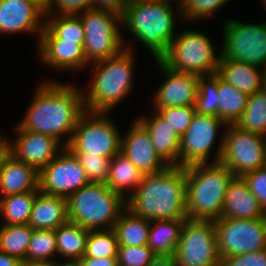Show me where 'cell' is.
I'll return each instance as SVG.
<instances>
[{"label": "cell", "instance_id": "1", "mask_svg": "<svg viewBox=\"0 0 266 266\" xmlns=\"http://www.w3.org/2000/svg\"><path fill=\"white\" fill-rule=\"evenodd\" d=\"M85 111L83 90L75 83L43 81L33 92L28 109L15 129L50 135L67 147Z\"/></svg>", "mask_w": 266, "mask_h": 266}, {"label": "cell", "instance_id": "2", "mask_svg": "<svg viewBox=\"0 0 266 266\" xmlns=\"http://www.w3.org/2000/svg\"><path fill=\"white\" fill-rule=\"evenodd\" d=\"M126 208L148 220H186L185 167L167 166L144 174L138 188L127 198Z\"/></svg>", "mask_w": 266, "mask_h": 266}, {"label": "cell", "instance_id": "3", "mask_svg": "<svg viewBox=\"0 0 266 266\" xmlns=\"http://www.w3.org/2000/svg\"><path fill=\"white\" fill-rule=\"evenodd\" d=\"M178 18L186 23L179 0H129L121 17L122 29L125 30L121 31H129L154 60H159L178 32L175 29Z\"/></svg>", "mask_w": 266, "mask_h": 266}, {"label": "cell", "instance_id": "4", "mask_svg": "<svg viewBox=\"0 0 266 266\" xmlns=\"http://www.w3.org/2000/svg\"><path fill=\"white\" fill-rule=\"evenodd\" d=\"M124 47L115 56L89 64L92 77L88 91L83 90L86 111L110 113L135 88L134 46L124 43Z\"/></svg>", "mask_w": 266, "mask_h": 266}, {"label": "cell", "instance_id": "5", "mask_svg": "<svg viewBox=\"0 0 266 266\" xmlns=\"http://www.w3.org/2000/svg\"><path fill=\"white\" fill-rule=\"evenodd\" d=\"M185 172L187 219H220L234 174L221 162L190 165Z\"/></svg>", "mask_w": 266, "mask_h": 266}, {"label": "cell", "instance_id": "6", "mask_svg": "<svg viewBox=\"0 0 266 266\" xmlns=\"http://www.w3.org/2000/svg\"><path fill=\"white\" fill-rule=\"evenodd\" d=\"M126 200L105 183H89L67 198L68 221L86 230L113 229Z\"/></svg>", "mask_w": 266, "mask_h": 266}, {"label": "cell", "instance_id": "7", "mask_svg": "<svg viewBox=\"0 0 266 266\" xmlns=\"http://www.w3.org/2000/svg\"><path fill=\"white\" fill-rule=\"evenodd\" d=\"M182 31L179 30L159 60L177 72L198 76L216 73L221 53L216 54L213 41L201 31Z\"/></svg>", "mask_w": 266, "mask_h": 266}, {"label": "cell", "instance_id": "8", "mask_svg": "<svg viewBox=\"0 0 266 266\" xmlns=\"http://www.w3.org/2000/svg\"><path fill=\"white\" fill-rule=\"evenodd\" d=\"M106 112L85 111L79 118L70 144L74 154L112 158L121 151L122 135Z\"/></svg>", "mask_w": 266, "mask_h": 266}, {"label": "cell", "instance_id": "9", "mask_svg": "<svg viewBox=\"0 0 266 266\" xmlns=\"http://www.w3.org/2000/svg\"><path fill=\"white\" fill-rule=\"evenodd\" d=\"M226 127L227 124L219 117L195 113L186 132L181 136L179 166L187 167L194 164L218 163L223 151ZM219 129H223V133ZM219 131L221 136L217 141V146L214 144L219 136ZM216 146L217 149L215 148ZM213 149L216 152L209 161Z\"/></svg>", "mask_w": 266, "mask_h": 266}, {"label": "cell", "instance_id": "10", "mask_svg": "<svg viewBox=\"0 0 266 266\" xmlns=\"http://www.w3.org/2000/svg\"><path fill=\"white\" fill-rule=\"evenodd\" d=\"M221 34V56L266 68V21L258 23L225 19Z\"/></svg>", "mask_w": 266, "mask_h": 266}, {"label": "cell", "instance_id": "11", "mask_svg": "<svg viewBox=\"0 0 266 266\" xmlns=\"http://www.w3.org/2000/svg\"><path fill=\"white\" fill-rule=\"evenodd\" d=\"M79 16L85 33L84 53L89 63L115 56L125 48L120 16L92 8Z\"/></svg>", "mask_w": 266, "mask_h": 266}, {"label": "cell", "instance_id": "12", "mask_svg": "<svg viewBox=\"0 0 266 266\" xmlns=\"http://www.w3.org/2000/svg\"><path fill=\"white\" fill-rule=\"evenodd\" d=\"M223 151L220 161L234 174L246 173L266 166V137L244 131L234 124L227 125L224 132Z\"/></svg>", "mask_w": 266, "mask_h": 266}, {"label": "cell", "instance_id": "13", "mask_svg": "<svg viewBox=\"0 0 266 266\" xmlns=\"http://www.w3.org/2000/svg\"><path fill=\"white\" fill-rule=\"evenodd\" d=\"M175 259L177 266H220L214 221L186 219Z\"/></svg>", "mask_w": 266, "mask_h": 266}, {"label": "cell", "instance_id": "14", "mask_svg": "<svg viewBox=\"0 0 266 266\" xmlns=\"http://www.w3.org/2000/svg\"><path fill=\"white\" fill-rule=\"evenodd\" d=\"M214 224L221 259L266 249V218L221 217Z\"/></svg>", "mask_w": 266, "mask_h": 266}, {"label": "cell", "instance_id": "15", "mask_svg": "<svg viewBox=\"0 0 266 266\" xmlns=\"http://www.w3.org/2000/svg\"><path fill=\"white\" fill-rule=\"evenodd\" d=\"M89 183L78 158L67 147L39 172V190L66 199Z\"/></svg>", "mask_w": 266, "mask_h": 266}, {"label": "cell", "instance_id": "16", "mask_svg": "<svg viewBox=\"0 0 266 266\" xmlns=\"http://www.w3.org/2000/svg\"><path fill=\"white\" fill-rule=\"evenodd\" d=\"M46 8L38 0H0V34L37 36L45 26Z\"/></svg>", "mask_w": 266, "mask_h": 266}, {"label": "cell", "instance_id": "17", "mask_svg": "<svg viewBox=\"0 0 266 266\" xmlns=\"http://www.w3.org/2000/svg\"><path fill=\"white\" fill-rule=\"evenodd\" d=\"M36 47L41 63L55 71L79 72L90 64L83 44L59 39L46 25Z\"/></svg>", "mask_w": 266, "mask_h": 266}, {"label": "cell", "instance_id": "18", "mask_svg": "<svg viewBox=\"0 0 266 266\" xmlns=\"http://www.w3.org/2000/svg\"><path fill=\"white\" fill-rule=\"evenodd\" d=\"M162 72L163 83L153 92L152 108L195 106L198 96L199 76L190 73L177 72L155 60Z\"/></svg>", "mask_w": 266, "mask_h": 266}, {"label": "cell", "instance_id": "19", "mask_svg": "<svg viewBox=\"0 0 266 266\" xmlns=\"http://www.w3.org/2000/svg\"><path fill=\"white\" fill-rule=\"evenodd\" d=\"M14 140L8 141V150L16 159L40 172L64 146L54 137L42 133L16 129Z\"/></svg>", "mask_w": 266, "mask_h": 266}, {"label": "cell", "instance_id": "20", "mask_svg": "<svg viewBox=\"0 0 266 266\" xmlns=\"http://www.w3.org/2000/svg\"><path fill=\"white\" fill-rule=\"evenodd\" d=\"M120 152L143 174L160 172L168 166L156 153L148 132L135 119L122 135Z\"/></svg>", "mask_w": 266, "mask_h": 266}, {"label": "cell", "instance_id": "21", "mask_svg": "<svg viewBox=\"0 0 266 266\" xmlns=\"http://www.w3.org/2000/svg\"><path fill=\"white\" fill-rule=\"evenodd\" d=\"M150 114L138 116L135 120L148 132L159 157L168 166H179L181 136L155 110Z\"/></svg>", "mask_w": 266, "mask_h": 266}, {"label": "cell", "instance_id": "22", "mask_svg": "<svg viewBox=\"0 0 266 266\" xmlns=\"http://www.w3.org/2000/svg\"><path fill=\"white\" fill-rule=\"evenodd\" d=\"M39 191V172L9 152L0 162V198Z\"/></svg>", "mask_w": 266, "mask_h": 266}, {"label": "cell", "instance_id": "23", "mask_svg": "<svg viewBox=\"0 0 266 266\" xmlns=\"http://www.w3.org/2000/svg\"><path fill=\"white\" fill-rule=\"evenodd\" d=\"M222 217L236 219L266 218L258 199L242 177H234L224 198Z\"/></svg>", "mask_w": 266, "mask_h": 266}, {"label": "cell", "instance_id": "24", "mask_svg": "<svg viewBox=\"0 0 266 266\" xmlns=\"http://www.w3.org/2000/svg\"><path fill=\"white\" fill-rule=\"evenodd\" d=\"M67 221V199L39 190L32 206L28 225L36 230H55Z\"/></svg>", "mask_w": 266, "mask_h": 266}, {"label": "cell", "instance_id": "25", "mask_svg": "<svg viewBox=\"0 0 266 266\" xmlns=\"http://www.w3.org/2000/svg\"><path fill=\"white\" fill-rule=\"evenodd\" d=\"M244 62L220 57L216 73L247 95L262 90L264 69Z\"/></svg>", "mask_w": 266, "mask_h": 266}, {"label": "cell", "instance_id": "26", "mask_svg": "<svg viewBox=\"0 0 266 266\" xmlns=\"http://www.w3.org/2000/svg\"><path fill=\"white\" fill-rule=\"evenodd\" d=\"M143 173L121 152L111 158L106 185L125 200L138 188Z\"/></svg>", "mask_w": 266, "mask_h": 266}, {"label": "cell", "instance_id": "27", "mask_svg": "<svg viewBox=\"0 0 266 266\" xmlns=\"http://www.w3.org/2000/svg\"><path fill=\"white\" fill-rule=\"evenodd\" d=\"M186 220H153L150 222L147 246L155 255L175 256Z\"/></svg>", "mask_w": 266, "mask_h": 266}, {"label": "cell", "instance_id": "28", "mask_svg": "<svg viewBox=\"0 0 266 266\" xmlns=\"http://www.w3.org/2000/svg\"><path fill=\"white\" fill-rule=\"evenodd\" d=\"M150 222L125 208L113 228L119 246L147 245Z\"/></svg>", "mask_w": 266, "mask_h": 266}, {"label": "cell", "instance_id": "29", "mask_svg": "<svg viewBox=\"0 0 266 266\" xmlns=\"http://www.w3.org/2000/svg\"><path fill=\"white\" fill-rule=\"evenodd\" d=\"M57 256L62 259H80L84 256L89 230L67 221L55 229Z\"/></svg>", "mask_w": 266, "mask_h": 266}, {"label": "cell", "instance_id": "30", "mask_svg": "<svg viewBox=\"0 0 266 266\" xmlns=\"http://www.w3.org/2000/svg\"><path fill=\"white\" fill-rule=\"evenodd\" d=\"M217 94L219 118L227 125L235 124L245 110L249 95L225 82L219 75Z\"/></svg>", "mask_w": 266, "mask_h": 266}, {"label": "cell", "instance_id": "31", "mask_svg": "<svg viewBox=\"0 0 266 266\" xmlns=\"http://www.w3.org/2000/svg\"><path fill=\"white\" fill-rule=\"evenodd\" d=\"M38 192H25L0 198L2 224H28L32 206Z\"/></svg>", "mask_w": 266, "mask_h": 266}, {"label": "cell", "instance_id": "32", "mask_svg": "<svg viewBox=\"0 0 266 266\" xmlns=\"http://www.w3.org/2000/svg\"><path fill=\"white\" fill-rule=\"evenodd\" d=\"M34 229L28 224L0 226V251L19 258L25 263V257Z\"/></svg>", "mask_w": 266, "mask_h": 266}, {"label": "cell", "instance_id": "33", "mask_svg": "<svg viewBox=\"0 0 266 266\" xmlns=\"http://www.w3.org/2000/svg\"><path fill=\"white\" fill-rule=\"evenodd\" d=\"M234 125L266 137V92L263 89L249 95L245 110Z\"/></svg>", "mask_w": 266, "mask_h": 266}, {"label": "cell", "instance_id": "34", "mask_svg": "<svg viewBox=\"0 0 266 266\" xmlns=\"http://www.w3.org/2000/svg\"><path fill=\"white\" fill-rule=\"evenodd\" d=\"M45 25L59 39L84 44L85 33L79 15L45 14Z\"/></svg>", "mask_w": 266, "mask_h": 266}, {"label": "cell", "instance_id": "35", "mask_svg": "<svg viewBox=\"0 0 266 266\" xmlns=\"http://www.w3.org/2000/svg\"><path fill=\"white\" fill-rule=\"evenodd\" d=\"M57 255L55 230L34 229L28 245L25 263L53 261Z\"/></svg>", "mask_w": 266, "mask_h": 266}, {"label": "cell", "instance_id": "36", "mask_svg": "<svg viewBox=\"0 0 266 266\" xmlns=\"http://www.w3.org/2000/svg\"><path fill=\"white\" fill-rule=\"evenodd\" d=\"M119 243L113 229L89 231L85 257L117 258Z\"/></svg>", "mask_w": 266, "mask_h": 266}, {"label": "cell", "instance_id": "37", "mask_svg": "<svg viewBox=\"0 0 266 266\" xmlns=\"http://www.w3.org/2000/svg\"><path fill=\"white\" fill-rule=\"evenodd\" d=\"M218 74L199 76L198 96L195 102V110L200 115L219 117L217 107Z\"/></svg>", "mask_w": 266, "mask_h": 266}, {"label": "cell", "instance_id": "38", "mask_svg": "<svg viewBox=\"0 0 266 266\" xmlns=\"http://www.w3.org/2000/svg\"><path fill=\"white\" fill-rule=\"evenodd\" d=\"M228 1L230 0H180L179 2L184 21L194 23L211 19L213 14L227 5Z\"/></svg>", "mask_w": 266, "mask_h": 266}, {"label": "cell", "instance_id": "39", "mask_svg": "<svg viewBox=\"0 0 266 266\" xmlns=\"http://www.w3.org/2000/svg\"><path fill=\"white\" fill-rule=\"evenodd\" d=\"M90 183H106L111 158L89 154H75Z\"/></svg>", "mask_w": 266, "mask_h": 266}, {"label": "cell", "instance_id": "40", "mask_svg": "<svg viewBox=\"0 0 266 266\" xmlns=\"http://www.w3.org/2000/svg\"><path fill=\"white\" fill-rule=\"evenodd\" d=\"M152 110L164 118L180 136L186 132L196 113L195 106L154 108Z\"/></svg>", "mask_w": 266, "mask_h": 266}, {"label": "cell", "instance_id": "41", "mask_svg": "<svg viewBox=\"0 0 266 266\" xmlns=\"http://www.w3.org/2000/svg\"><path fill=\"white\" fill-rule=\"evenodd\" d=\"M156 255L147 245L141 246H119V266H148Z\"/></svg>", "mask_w": 266, "mask_h": 266}, {"label": "cell", "instance_id": "42", "mask_svg": "<svg viewBox=\"0 0 266 266\" xmlns=\"http://www.w3.org/2000/svg\"><path fill=\"white\" fill-rule=\"evenodd\" d=\"M92 8V0H49L46 14L80 15Z\"/></svg>", "mask_w": 266, "mask_h": 266}, {"label": "cell", "instance_id": "43", "mask_svg": "<svg viewBox=\"0 0 266 266\" xmlns=\"http://www.w3.org/2000/svg\"><path fill=\"white\" fill-rule=\"evenodd\" d=\"M252 194L258 199L260 206L266 213V166L246 173L242 177Z\"/></svg>", "mask_w": 266, "mask_h": 266}, {"label": "cell", "instance_id": "44", "mask_svg": "<svg viewBox=\"0 0 266 266\" xmlns=\"http://www.w3.org/2000/svg\"><path fill=\"white\" fill-rule=\"evenodd\" d=\"M220 266H266V249L222 258Z\"/></svg>", "mask_w": 266, "mask_h": 266}, {"label": "cell", "instance_id": "45", "mask_svg": "<svg viewBox=\"0 0 266 266\" xmlns=\"http://www.w3.org/2000/svg\"><path fill=\"white\" fill-rule=\"evenodd\" d=\"M129 0H92V9L108 11L122 17Z\"/></svg>", "mask_w": 266, "mask_h": 266}, {"label": "cell", "instance_id": "46", "mask_svg": "<svg viewBox=\"0 0 266 266\" xmlns=\"http://www.w3.org/2000/svg\"><path fill=\"white\" fill-rule=\"evenodd\" d=\"M81 266H119L117 258H91L81 257Z\"/></svg>", "mask_w": 266, "mask_h": 266}, {"label": "cell", "instance_id": "47", "mask_svg": "<svg viewBox=\"0 0 266 266\" xmlns=\"http://www.w3.org/2000/svg\"><path fill=\"white\" fill-rule=\"evenodd\" d=\"M148 266H177L175 256L156 255Z\"/></svg>", "mask_w": 266, "mask_h": 266}, {"label": "cell", "instance_id": "48", "mask_svg": "<svg viewBox=\"0 0 266 266\" xmlns=\"http://www.w3.org/2000/svg\"><path fill=\"white\" fill-rule=\"evenodd\" d=\"M23 261L19 258L0 251V266H22Z\"/></svg>", "mask_w": 266, "mask_h": 266}, {"label": "cell", "instance_id": "49", "mask_svg": "<svg viewBox=\"0 0 266 266\" xmlns=\"http://www.w3.org/2000/svg\"><path fill=\"white\" fill-rule=\"evenodd\" d=\"M8 141L9 138L5 137L2 133H0V162L3 157L9 152Z\"/></svg>", "mask_w": 266, "mask_h": 266}, {"label": "cell", "instance_id": "50", "mask_svg": "<svg viewBox=\"0 0 266 266\" xmlns=\"http://www.w3.org/2000/svg\"><path fill=\"white\" fill-rule=\"evenodd\" d=\"M57 266H81L80 259H63V261L57 260Z\"/></svg>", "mask_w": 266, "mask_h": 266}, {"label": "cell", "instance_id": "51", "mask_svg": "<svg viewBox=\"0 0 266 266\" xmlns=\"http://www.w3.org/2000/svg\"><path fill=\"white\" fill-rule=\"evenodd\" d=\"M22 266H57V259L56 261L53 260V261L23 263Z\"/></svg>", "mask_w": 266, "mask_h": 266}, {"label": "cell", "instance_id": "52", "mask_svg": "<svg viewBox=\"0 0 266 266\" xmlns=\"http://www.w3.org/2000/svg\"><path fill=\"white\" fill-rule=\"evenodd\" d=\"M262 89L266 92V68L264 69V74H263Z\"/></svg>", "mask_w": 266, "mask_h": 266}, {"label": "cell", "instance_id": "53", "mask_svg": "<svg viewBox=\"0 0 266 266\" xmlns=\"http://www.w3.org/2000/svg\"><path fill=\"white\" fill-rule=\"evenodd\" d=\"M260 2H262L261 4H263L264 6V8H265V10H266V0H260Z\"/></svg>", "mask_w": 266, "mask_h": 266}]
</instances>
